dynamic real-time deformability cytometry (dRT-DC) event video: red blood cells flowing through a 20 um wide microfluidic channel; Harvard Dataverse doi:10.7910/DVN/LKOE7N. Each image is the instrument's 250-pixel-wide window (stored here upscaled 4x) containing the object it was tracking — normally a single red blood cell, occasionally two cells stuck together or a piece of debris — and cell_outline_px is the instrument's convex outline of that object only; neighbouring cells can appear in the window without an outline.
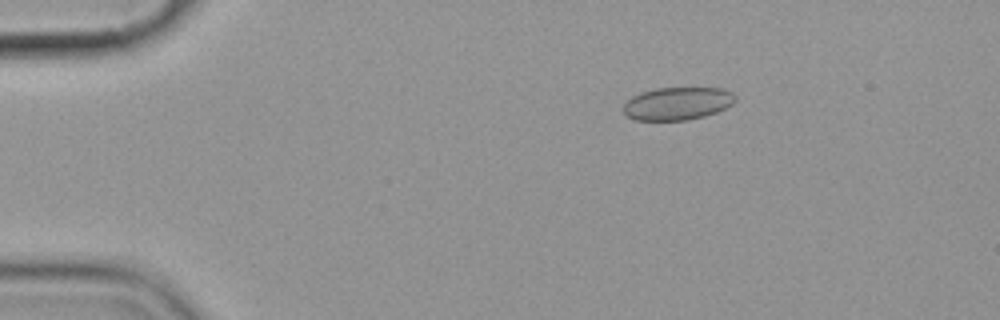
{"species": "common noctule bat (a hibernating species)", "species_latin": "Nyctalus noctula", "temperature_condition": "cold", "stored_images_in_passage": 5, "camera_frame_rate_fps": 3000, "um_per_image_px": 0.085, "animal": {"sex": "female", "body_mass_g": 19.9}, "frame": {"image": 1, "passage_image": 3, "time_ms": 2.333, "image_size_px": [1000, 320], "cell_outline_px": [[736, 100], [732, 104], [716, 112], [704, 116], [688, 120], [636, 120], [624, 116], [624, 104], [632, 96], [640, 92], [656, 88], [724, 88], [732, 92], [736, 96]], "centroid_in_image_um": [57.57, 8.8], "position_along_channel_um": 27.4, "area_um2": 21.5}}